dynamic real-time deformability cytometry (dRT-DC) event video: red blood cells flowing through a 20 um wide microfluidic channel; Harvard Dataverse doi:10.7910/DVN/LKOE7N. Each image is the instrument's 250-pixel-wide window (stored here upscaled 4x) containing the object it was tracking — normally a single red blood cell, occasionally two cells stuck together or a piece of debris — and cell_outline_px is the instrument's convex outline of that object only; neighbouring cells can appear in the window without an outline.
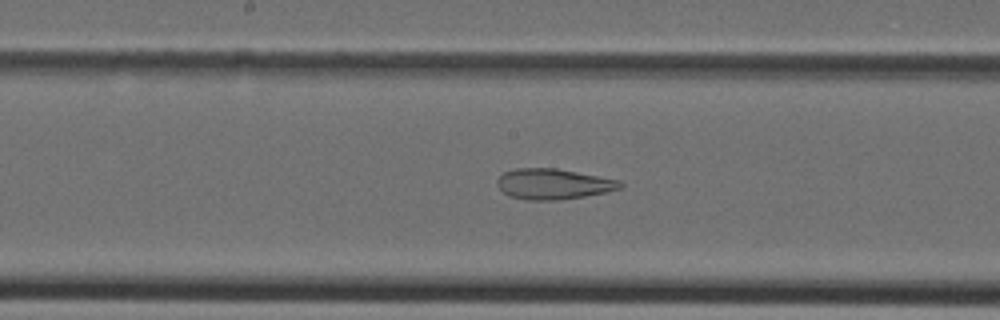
{"species": "Egyptian fruit bat (a non-hibernating species)", "species_latin": "Rousettus aegyptiacus", "temperature_condition": "cold", "stored_images_in_passage": 39, "camera_frame_rate_fps": 3000, "um_per_image_px": 0.085, "animal": {"sex": "female"}, "frame": {"image": 1, "passage_image": 20, "time_ms": 6.333, "image_size_px": [1000, 320], "cell_outline_px": [[624, 184], [620, 188], [604, 192], [584, 196], [556, 200], [528, 200], [508, 196], [496, 184], [496, 180], [504, 172], [516, 168], [556, 168], [620, 180]], "centroid_in_image_um": [47.0, 15.63], "position_along_channel_um": 201.2, "area_um2": 21.79}}
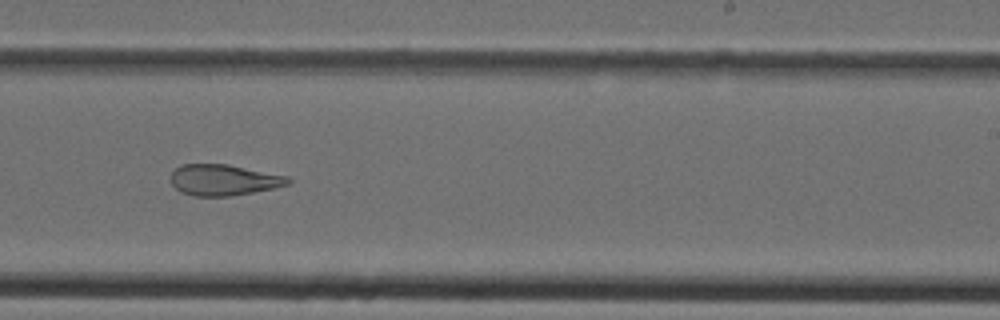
{"frame": {"image": 2, "passage_image": 24, "time_ms": 7.667, "image_size_px": [1000, 320], "cell_outline_px": [[292, 180], [288, 184], [272, 188], [232, 196], [192, 196], [180, 192], [172, 184], [172, 172], [180, 164], [228, 164], [288, 176]], "centroid_in_image_um": [19.0, 15.29], "position_along_channel_um": 270.0, "area_um2": 21.15}}
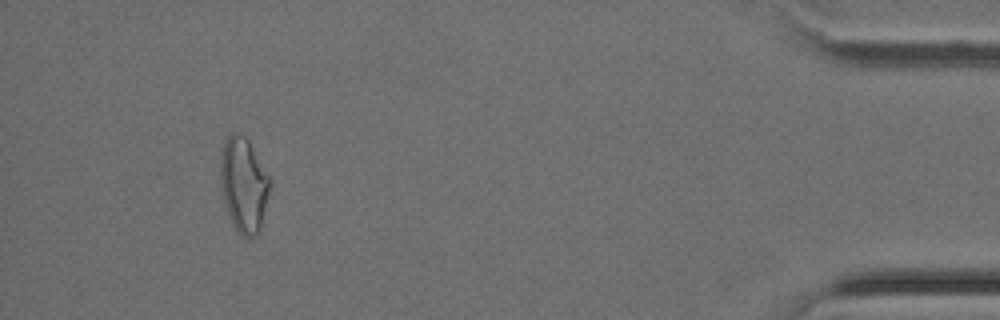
{"frame": {"image": 3, "passage_image": 36, "time_ms": 11.667, "image_size_px": [1000, 320], "cell_outline_px": [[272, 184], [260, 232], [256, 236], [248, 240], [236, 228], [228, 212], [224, 200], [220, 184], [220, 152], [224, 140], [232, 132], [236, 132], [244, 136], [248, 140], [272, 180]], "centroid_in_image_um": [20.74, 15.69], "position_along_channel_um": 414.5, "area_um2": 27.69}}